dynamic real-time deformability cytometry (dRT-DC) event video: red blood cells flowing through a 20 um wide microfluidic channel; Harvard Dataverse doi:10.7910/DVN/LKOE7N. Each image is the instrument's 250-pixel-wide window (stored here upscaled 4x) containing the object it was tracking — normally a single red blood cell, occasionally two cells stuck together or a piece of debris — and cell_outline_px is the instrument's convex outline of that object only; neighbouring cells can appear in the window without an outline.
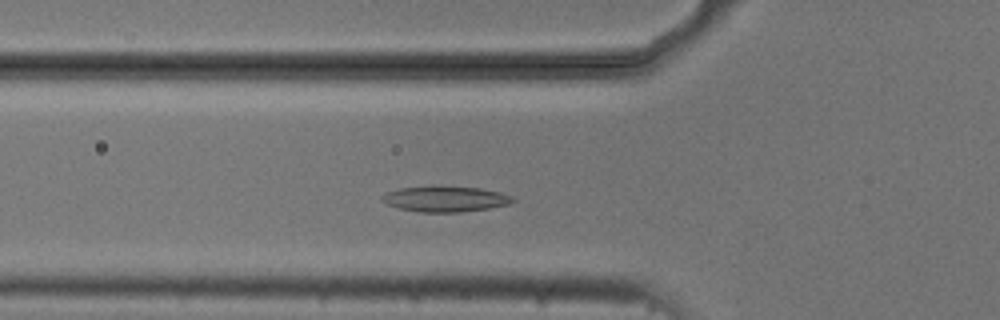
{"species": "common noctule bat (a hibernating species)", "species_latin": "Nyctalus noctula", "temperature_condition": "cold", "stored_images_in_passage": 48, "camera_frame_rate_fps": 3000, "um_per_image_px": 0.085, "animal": {"sex": "male", "body_mass_g": 20.5, "forearm_length_mm": 52.5}, "frame": {"image": 1, "passage_image": 13, "time_ms": 4.0, "image_size_px": [1000, 320], "cell_outline_px": [[516, 200], [512, 204], [488, 208], [460, 212], [420, 212], [400, 208], [388, 204], [380, 200], [380, 196], [388, 192], [400, 188], [440, 184], [480, 188], [500, 192], [512, 196]], "centroid_in_image_um": [37.87, 16.88], "position_along_channel_um": 87.9, "area_um2": 20.0}}
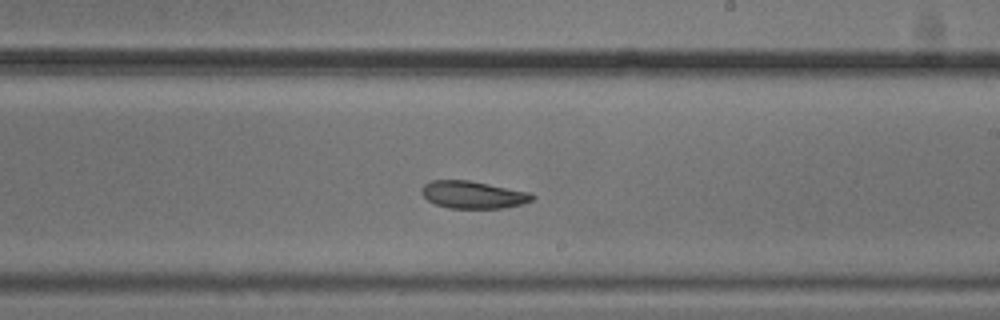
{"frame": {"image": 2, "passage_image": 26, "time_ms": 8.333, "image_size_px": [1000, 320], "cell_outline_px": [[536, 196], [532, 200], [524, 204], [504, 208], [448, 208], [436, 204], [428, 200], [420, 192], [420, 188], [424, 184], [432, 180], [468, 180], [532, 192]], "centroid_in_image_um": [40.24, 16.55], "position_along_channel_um": 248.8, "area_um2": 17.86}}
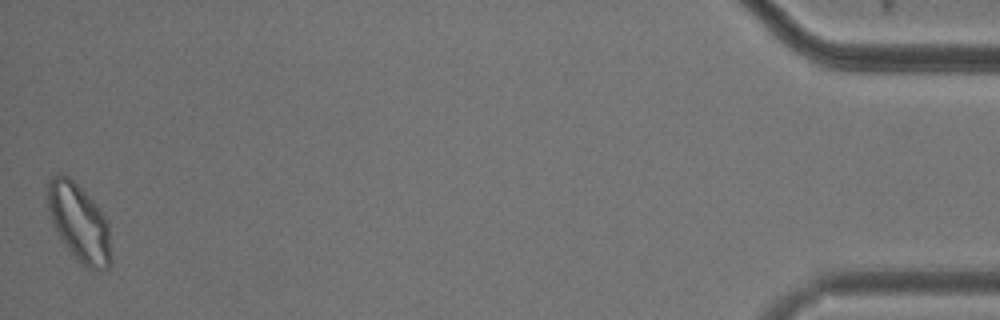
{"frame": {"image": 3, "passage_image": 48, "time_ms": 15.667, "image_size_px": [1000, 320], "cell_outline_px": [[112, 264], [108, 268], [88, 268], [80, 264], [76, 260], [64, 244], [52, 220], [48, 208], [48, 180], [52, 176], [60, 172], [68, 176], [104, 212], [108, 220], [112, 256]], "centroid_in_image_um": [6.76, 18.94], "position_along_channel_um": 428.4, "area_um2": 28.67}}